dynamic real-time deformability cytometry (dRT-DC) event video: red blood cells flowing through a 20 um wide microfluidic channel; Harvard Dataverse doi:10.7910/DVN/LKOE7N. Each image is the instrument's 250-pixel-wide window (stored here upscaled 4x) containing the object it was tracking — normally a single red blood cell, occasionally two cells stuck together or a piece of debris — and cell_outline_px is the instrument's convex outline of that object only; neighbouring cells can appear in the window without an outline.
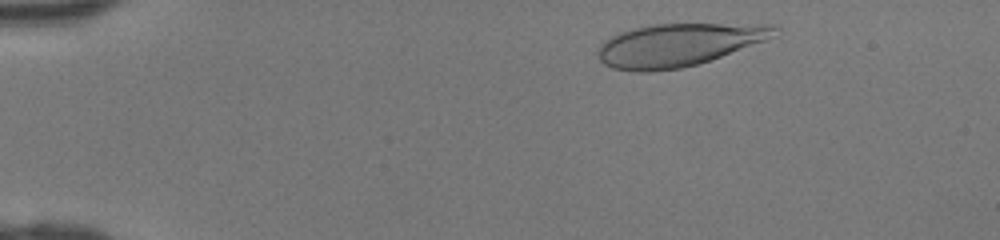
{"species": "human", "species_latin": "Homo sapiens", "temperature_condition": "room temperature", "stored_images_in_passage": 37, "camera_frame_rate_fps": 3000, "um_per_image_px": 0.085, "donor": {"sex": "female"}, "frame": {"image": 1, "passage_image": 3, "time_ms": 0.667, "image_size_px": [1000, 240], "cell_outline_px": [[780, 28], [764, 40], [720, 56], [696, 64], [680, 68], [648, 72], [636, 72], [612, 68], [604, 64], [600, 60], [596, 52], [596, 48], [604, 40], [620, 32], [652, 24], [776, 24]], "centroid_in_image_um": [57.58, 3.81], "position_along_channel_um": 27.4, "area_um2": 43.58}}
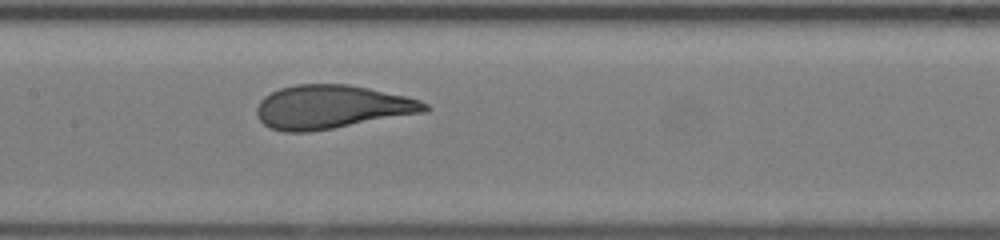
{"frame": {"image": 2, "passage_image": 19, "time_ms": 6.0, "image_size_px": [1000, 240], "cell_outline_px": [[432, 108], [428, 112], [308, 132], [284, 132], [272, 128], [264, 124], [260, 120], [256, 112], [256, 108], [260, 100], [264, 96], [280, 88], [296, 84], [348, 84], [368, 88], [404, 96], [420, 100], [428, 104]], "centroid_in_image_um": [28.21, 9.09], "position_along_channel_um": 179.2, "area_um2": 42.66}}
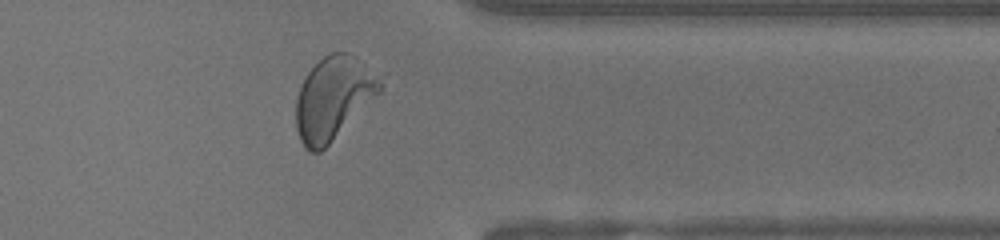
{"frame": {"image": 3, "passage_image": 33, "time_ms": 10.667, "image_size_px": [1000, 240], "cell_outline_px": [[384, 88], [320, 152], [308, 152], [304, 148], [300, 140], [296, 128], [296, 100], [300, 88], [308, 72], [324, 56], [332, 52], [348, 52], [356, 56], [380, 76]], "centroid_in_image_um": [28.33, 8.32], "position_along_channel_um": 383.1, "area_um2": 40.23}}